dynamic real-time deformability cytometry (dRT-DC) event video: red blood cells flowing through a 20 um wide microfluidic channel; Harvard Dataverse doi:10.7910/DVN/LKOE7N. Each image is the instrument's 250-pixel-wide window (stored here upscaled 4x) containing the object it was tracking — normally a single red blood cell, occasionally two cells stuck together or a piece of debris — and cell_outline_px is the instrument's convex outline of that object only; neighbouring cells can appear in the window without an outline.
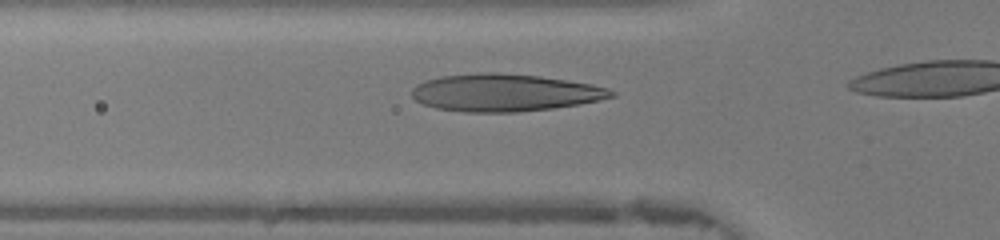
{"species": "human", "species_latin": "Homo sapiens", "temperature_condition": "warm", "stored_images_in_passage": 5, "camera_frame_rate_fps": 3000, "um_per_image_px": 0.085, "donor": {"sex": "female"}, "frame": {"image": 1, "passage_image": 3, "time_ms": 0.667, "image_size_px": [1000, 240], "cell_outline_px": [[616, 96], [600, 100], [580, 104], [552, 108], [516, 112], [464, 112], [436, 108], [424, 104], [416, 100], [412, 96], [412, 88], [416, 84], [440, 76], [480, 72], [496, 72], [540, 76], [592, 84], [608, 88], [616, 92]], "centroid_in_image_um": [42.92, 7.87], "position_along_channel_um": 82.9, "area_um2": 43.58}}